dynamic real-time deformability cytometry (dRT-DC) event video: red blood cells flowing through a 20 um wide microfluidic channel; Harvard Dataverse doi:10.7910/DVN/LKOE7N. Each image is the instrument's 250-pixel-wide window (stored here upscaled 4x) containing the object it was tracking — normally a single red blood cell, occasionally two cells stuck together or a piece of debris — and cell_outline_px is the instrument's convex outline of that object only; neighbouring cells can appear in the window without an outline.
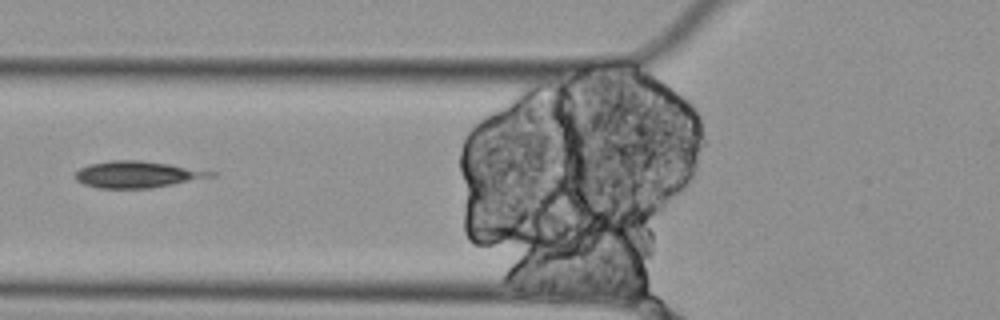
{"species": "Egyptian fruit bat (a non-hibernating species)", "species_latin": "Rousettus aegyptiacus", "temperature_condition": "cold", "stored_images_in_passage": 12, "camera_frame_rate_fps": 3000, "um_per_image_px": 0.085, "animal": {"sex": "female"}, "frame": {"image": 1, "passage_image": 3, "time_ms": 0.667, "image_size_px": [1000, 320], "cell_outline_px": [[216, 176], [152, 188], [100, 188], [84, 184], [76, 180], [72, 176], [80, 168], [88, 164], [108, 160], [140, 160], [168, 164], [216, 172]], "centroid_in_image_um": [11.62, 14.82], "position_along_channel_um": 114.2, "area_um2": 20.98}}
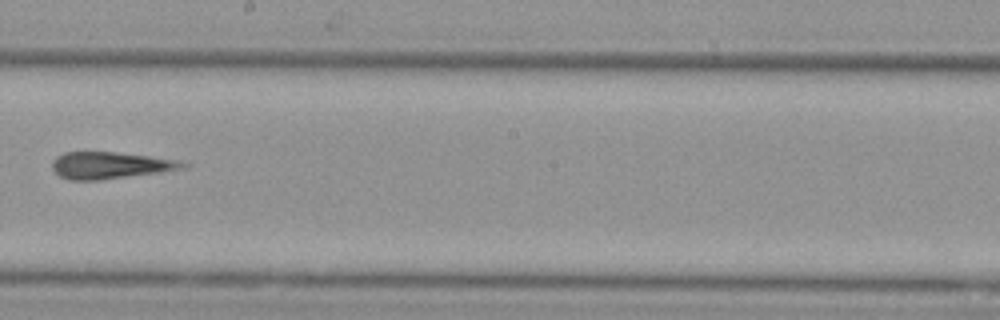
{"frame": {"image": 2, "passage_image": 6, "time_ms": 1.667, "image_size_px": [1000, 320], "cell_outline_px": [[192, 164], [184, 168], [160, 172], [100, 180], [68, 180], [60, 176], [52, 168], [52, 160], [56, 156], [64, 152], [112, 152], [148, 156], [172, 160]], "centroid_in_image_um": [9.31, 14.06], "position_along_channel_um": 238.9, "area_um2": 20.17}}
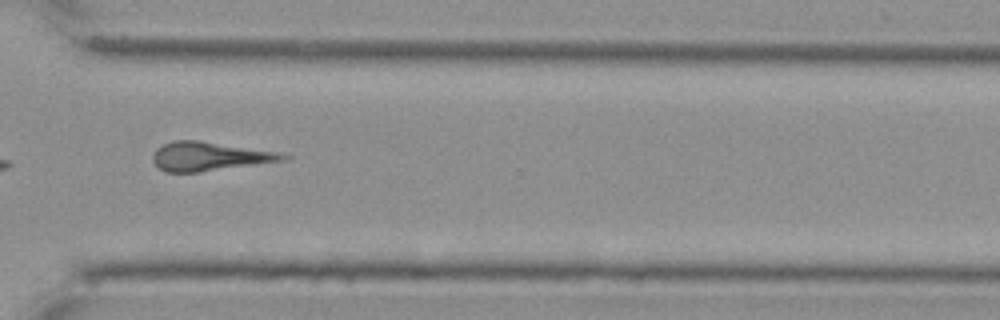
{"frame": {"image": 3, "passage_image": 9, "time_ms": 2.667, "image_size_px": [1000, 320], "cell_outline_px": [[292, 156], [288, 160], [200, 172], [164, 172], [156, 168], [152, 160], [152, 156], [156, 148], [172, 140], [200, 140], [276, 152]], "centroid_in_image_um": [17.76, 13.3], "position_along_channel_um": 352.8, "area_um2": 22.08}}